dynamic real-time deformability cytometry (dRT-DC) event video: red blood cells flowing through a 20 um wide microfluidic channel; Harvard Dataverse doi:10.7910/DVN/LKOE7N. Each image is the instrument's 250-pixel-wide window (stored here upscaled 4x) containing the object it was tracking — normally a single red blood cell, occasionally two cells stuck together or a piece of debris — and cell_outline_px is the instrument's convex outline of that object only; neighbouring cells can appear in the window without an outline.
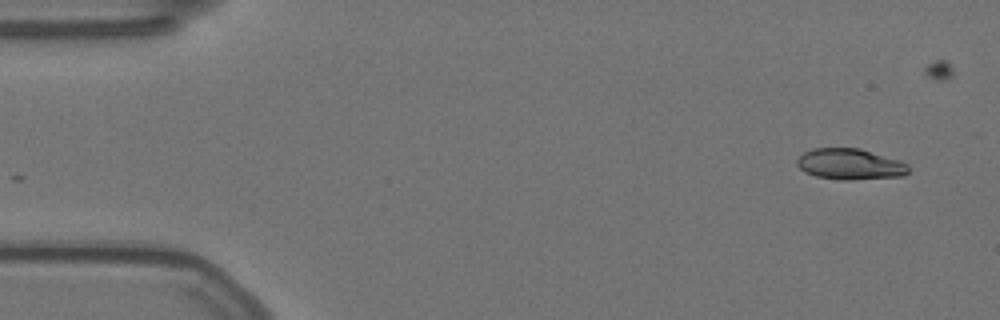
{"species": "Egyptian fruit bat (a non-hibernating species)", "species_latin": "Rousettus aegyptiacus", "temperature_condition": "warm", "stored_images_in_passage": 55, "camera_frame_rate_fps": 3000, "um_per_image_px": 0.085, "animal": {"sex": "female"}, "frame": {"image": 1, "passage_image": 1, "time_ms": 0.0, "image_size_px": [1000, 320], "cell_outline_px": [[908, 172], [904, 176], [852, 180], [840, 180], [816, 176], [804, 172], [796, 164], [796, 160], [804, 152], [812, 148], [860, 148], [900, 160], [908, 164]], "centroid_in_image_um": [72.25, 13.95], "position_along_channel_um": 12.7, "area_um2": 20.29}}
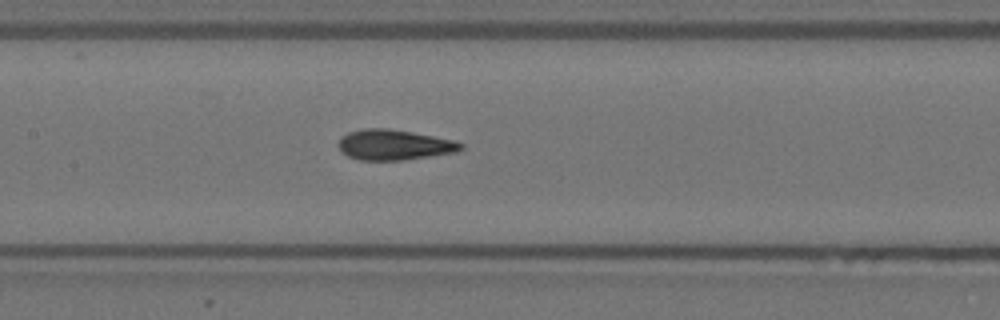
{"frame": {"image": 2, "passage_image": 24, "time_ms": 7.667, "image_size_px": [1000, 320], "cell_outline_px": [[464, 148], [456, 152], [404, 160], [360, 160], [348, 156], [340, 152], [336, 144], [340, 136], [348, 132], [364, 128], [388, 128], [412, 132], [452, 140], [464, 144]], "centroid_in_image_um": [33.43, 12.31], "position_along_channel_um": 174.0, "area_um2": 21.85}}
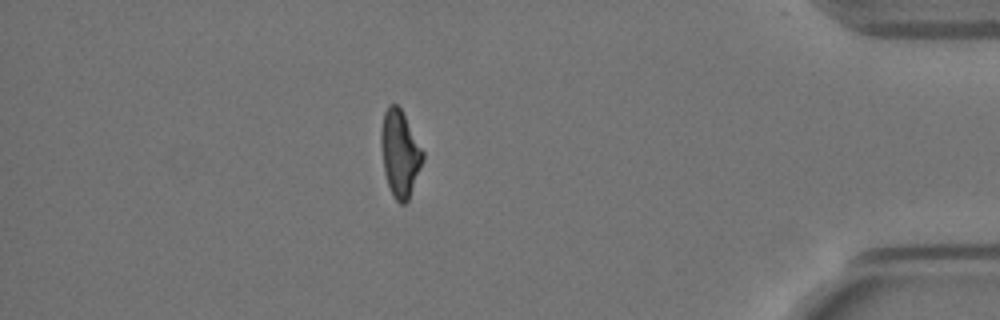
{"frame": {"image": 3, "passage_image": 47, "time_ms": 15.333, "image_size_px": [1000, 320], "cell_outline_px": [[424, 160], [408, 200], [404, 204], [400, 204], [392, 196], [384, 172], [380, 144], [380, 128], [384, 112], [388, 104], [396, 104], [400, 108], [424, 152]], "centroid_in_image_um": [33.97, 13.05], "position_along_channel_um": 401.2, "area_um2": 21.1}}